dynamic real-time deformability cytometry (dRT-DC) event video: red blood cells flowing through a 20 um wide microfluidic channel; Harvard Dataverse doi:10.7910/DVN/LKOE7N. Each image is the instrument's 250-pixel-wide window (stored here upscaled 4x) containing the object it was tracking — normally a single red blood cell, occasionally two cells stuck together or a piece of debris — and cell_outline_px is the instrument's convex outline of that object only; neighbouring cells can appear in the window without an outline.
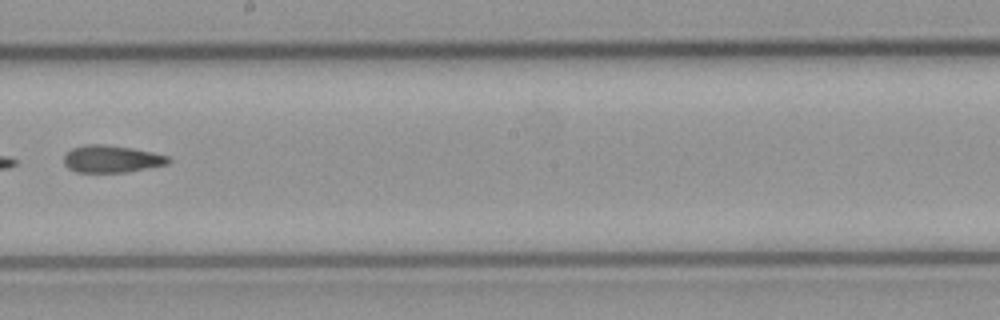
{"species": "common noctule bat (a hibernating species)", "species_latin": "Nyctalus noctula", "temperature_condition": "cold", "stored_images_in_passage": 9, "camera_frame_rate_fps": 3000, "um_per_image_px": 0.085, "animal": {"sex": "male", "body_mass_g": 23.1, "forearm_length_mm": 52.7}, "frame": {"image": 1, "passage_image": 9, "time_ms": 2.667, "image_size_px": [1000, 320], "cell_outline_px": [[172, 160], [168, 164], [128, 172], [76, 172], [68, 168], [64, 164], [64, 156], [72, 148], [84, 144], [108, 144], [132, 148], [152, 152], [168, 156]], "centroid_in_image_um": [9.49, 13.5], "position_along_channel_um": 238.7, "area_um2": 16.7}}